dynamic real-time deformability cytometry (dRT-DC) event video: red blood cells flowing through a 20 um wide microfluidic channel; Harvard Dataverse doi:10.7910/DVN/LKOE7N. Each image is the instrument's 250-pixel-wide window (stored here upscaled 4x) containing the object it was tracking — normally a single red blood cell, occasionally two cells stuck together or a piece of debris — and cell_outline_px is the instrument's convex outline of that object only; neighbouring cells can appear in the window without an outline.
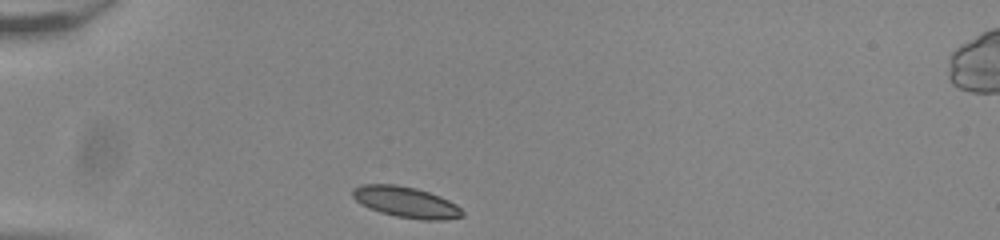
{"species": "common noctule bat (a hibernating species)", "species_latin": "Nyctalus noctula", "temperature_condition": "room temperature", "stored_images_in_passage": 31, "camera_frame_rate_fps": 3000, "um_per_image_px": 0.085, "animal": {"sex": "male", "body_mass_g": 20.0, "forearm_length_mm": 53.3}, "frame": {"image": 1, "passage_image": 1, "time_ms": 0.0, "image_size_px": [1000, 240], "cell_outline_px": [[464, 216], [444, 220], [420, 220], [396, 216], [380, 212], [368, 208], [360, 204], [352, 196], [352, 188], [360, 184], [396, 184], [416, 188], [440, 196], [456, 204], [464, 212]], "centroid_in_image_um": [34.49, 17.18], "position_along_channel_um": 50.5, "area_um2": 19.94}}
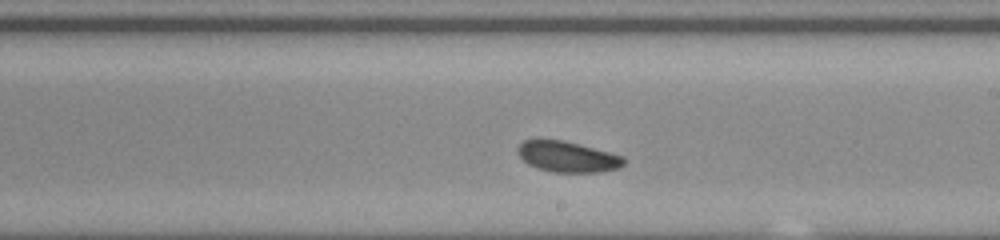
{"frame": {"image": 2, "passage_image": 18, "time_ms": 5.667, "image_size_px": [1000, 240], "cell_outline_px": [[624, 164], [620, 168], [600, 172], [552, 172], [536, 168], [528, 164], [516, 152], [516, 148], [524, 140], [564, 140], [624, 156]], "centroid_in_image_um": [48.23, 13.33], "position_along_channel_um": 240.8, "area_um2": 19.02}}
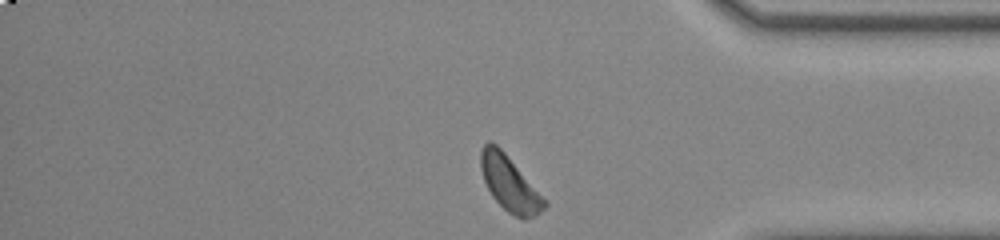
{"frame": {"image": 3, "passage_image": 31, "time_ms": 10.0, "image_size_px": [1000, 240], "cell_outline_px": [[548, 204], [536, 216], [524, 220], [508, 212], [492, 196], [484, 180], [480, 168], [480, 152], [484, 144], [488, 140], [496, 144], [504, 152], [548, 200]], "centroid_in_image_um": [43.34, 15.61], "position_along_channel_um": 391.9, "area_um2": 20.46}, "authors_computed_cell_mechanics": {"area_um2": 19.5364, "velocity_mm_per_s": 3.798, "shape_relaxation_time_tau1_ms": 3.4126, "shape_relaxation_time_tau2_ms": null, "deformation_change_tau1": 0.0665, "deformation_change_tau2": null}}